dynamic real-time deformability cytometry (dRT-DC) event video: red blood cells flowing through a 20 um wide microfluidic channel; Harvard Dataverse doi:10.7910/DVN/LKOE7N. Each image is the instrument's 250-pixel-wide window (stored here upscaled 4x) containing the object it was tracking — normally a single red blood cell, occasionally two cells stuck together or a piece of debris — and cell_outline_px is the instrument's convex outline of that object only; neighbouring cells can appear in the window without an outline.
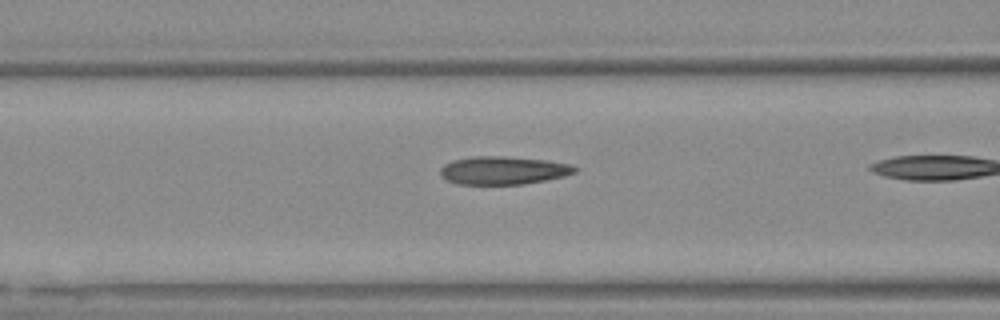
{"species": "Egyptian fruit bat (a non-hibernating species)", "species_latin": "Rousettus aegyptiacus", "temperature_condition": "warm", "stored_images_in_passage": 8, "camera_frame_rate_fps": 3000, "um_per_image_px": 0.085, "animal": {"sex": "female"}, "frame": {"image": 1, "passage_image": 3, "time_ms": 0.667, "image_size_px": [1000, 320], "cell_outline_px": [[576, 172], [564, 176], [524, 184], [460, 184], [448, 180], [440, 176], [440, 168], [444, 164], [452, 160], [472, 156], [504, 156], [544, 160], [568, 164], [576, 168]], "centroid_in_image_um": [42.72, 14.48], "position_along_channel_um": 123.9, "area_um2": 21.85}}
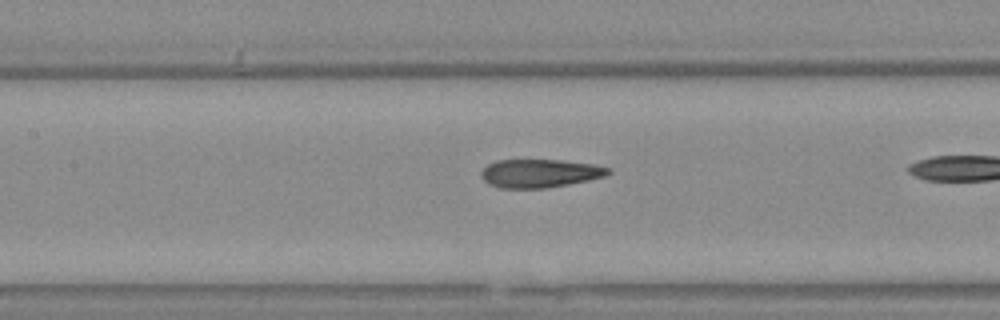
{"frame": {"image": 2, "passage_image": 6, "time_ms": 1.667, "image_size_px": [1000, 320], "cell_outline_px": [[612, 172], [604, 176], [588, 180], [568, 184], [544, 188], [500, 188], [488, 184], [480, 176], [480, 172], [488, 164], [496, 160], [560, 160], [592, 164], [608, 168]], "centroid_in_image_um": [45.83, 14.73], "position_along_channel_um": 161.6, "area_um2": 20.87}}